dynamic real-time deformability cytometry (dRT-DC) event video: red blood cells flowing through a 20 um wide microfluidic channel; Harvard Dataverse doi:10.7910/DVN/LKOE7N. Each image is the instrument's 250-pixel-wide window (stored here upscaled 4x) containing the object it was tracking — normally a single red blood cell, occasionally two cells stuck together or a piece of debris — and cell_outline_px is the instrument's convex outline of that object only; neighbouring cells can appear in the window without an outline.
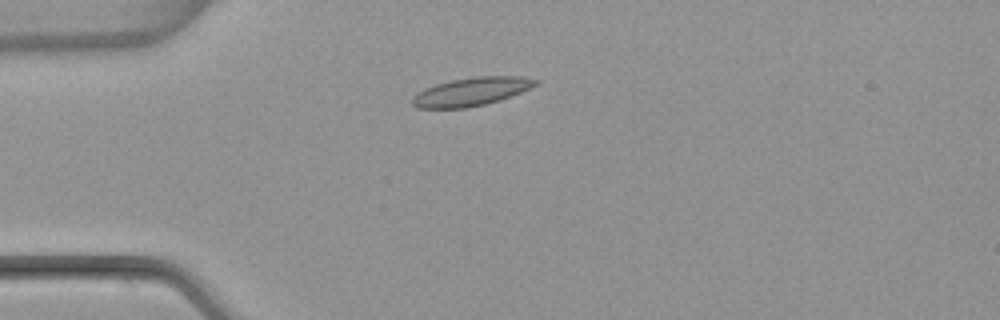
{"species": "common noctule bat (a hibernating species)", "species_latin": "Nyctalus noctula", "temperature_condition": "warm", "stored_images_in_passage": 3, "camera_frame_rate_fps": 3000, "um_per_image_px": 0.085, "animal": {"sex": "female", "body_mass_g": 22.7, "forearm_length_mm": 54.2}, "frame": {"image": 1, "passage_image": 1, "time_ms": 0.0, "image_size_px": [1000, 320], "cell_outline_px": [[540, 84], [500, 100], [484, 104], [464, 108], [416, 108], [412, 104], [412, 96], [424, 88], [436, 84], [452, 80], [476, 76], [524, 76], [540, 80]], "centroid_in_image_um": [40.08, 7.78], "position_along_channel_um": 44.9, "area_um2": 20.4}}
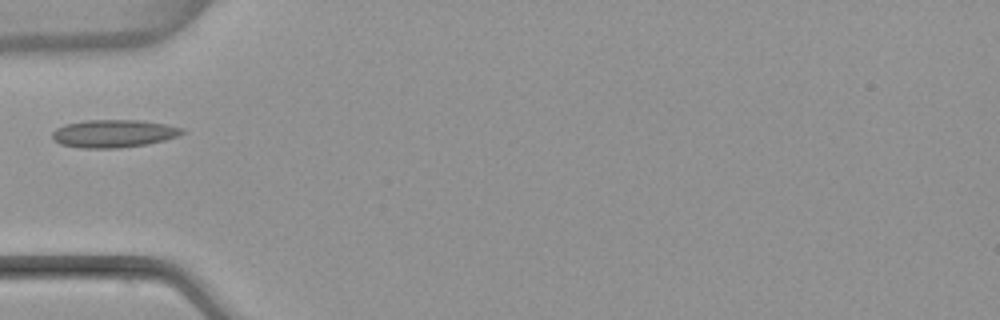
{"frame": {"image": 2, "passage_image": 2, "time_ms": 1.333, "image_size_px": [1000, 320], "cell_outline_px": [[184, 132], [176, 136], [164, 140], [148, 144], [120, 148], [80, 148], [60, 144], [52, 140], [52, 132], [56, 128], [64, 124], [84, 120], [140, 120], [164, 124], [184, 128]], "centroid_in_image_um": [9.61, 11.35], "position_along_channel_um": 75.4, "area_um2": 21.15}}
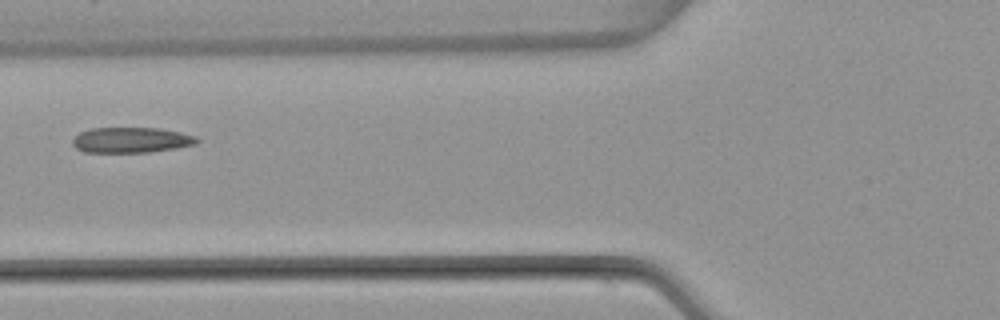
{"frame": {"image": 3, "passage_image": 3, "time_ms": 2.333, "image_size_px": [1000, 320], "cell_outline_px": [[200, 140], [196, 144], [176, 148], [148, 152], [84, 152], [76, 148], [72, 144], [72, 140], [80, 132], [92, 128], [160, 128], [180, 132], [196, 136]], "centroid_in_image_um": [11.17, 11.9], "position_along_channel_um": 114.6, "area_um2": 18.44}}